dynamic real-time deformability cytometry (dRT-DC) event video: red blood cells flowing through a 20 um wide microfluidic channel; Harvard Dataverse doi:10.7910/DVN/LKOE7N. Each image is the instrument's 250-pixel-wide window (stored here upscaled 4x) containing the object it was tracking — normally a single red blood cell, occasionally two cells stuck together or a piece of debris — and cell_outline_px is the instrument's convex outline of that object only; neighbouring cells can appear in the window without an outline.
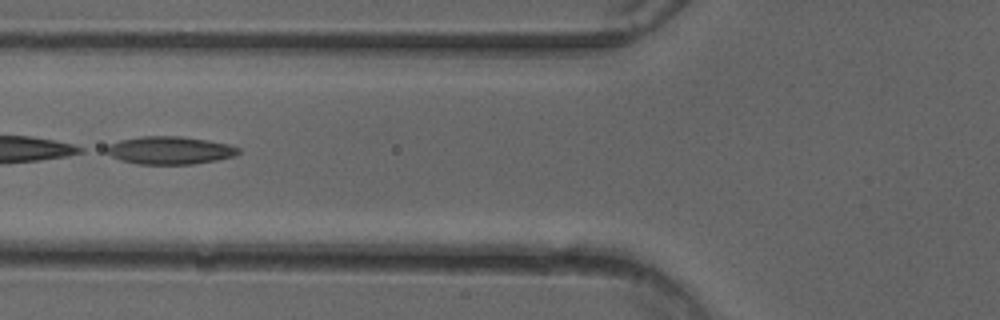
{"species": "common noctule bat (a hibernating species)", "species_latin": "Nyctalus noctula", "temperature_condition": "cold", "stored_images_in_passage": 49, "camera_frame_rate_fps": 3000, "um_per_image_px": 0.085, "animal": {"sex": "female"}, "frame": {"image": 1, "passage_image": 19, "time_ms": 6.0, "image_size_px": [1000, 320], "cell_outline_px": [[240, 152], [236, 156], [216, 160], [192, 164], [136, 164], [120, 160], [104, 152], [104, 148], [120, 140], [140, 136], [180, 136], [208, 140], [228, 144], [240, 148]], "centroid_in_image_um": [14.43, 12.78], "position_along_channel_um": 111.4, "area_um2": 21.5}}
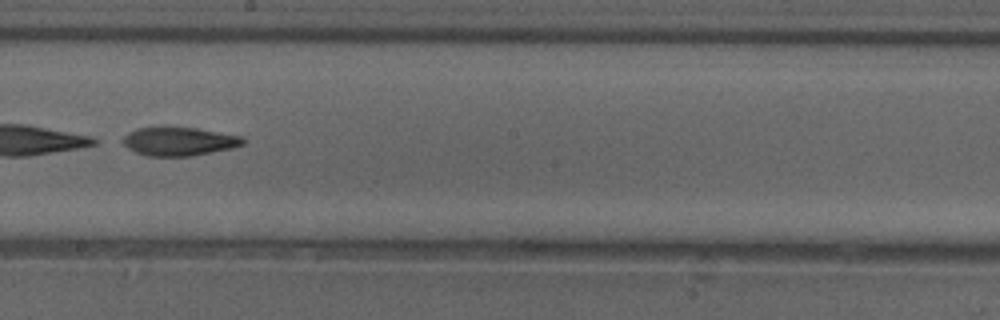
{"frame": {"image": 2, "passage_image": 28, "time_ms": 9.0, "image_size_px": [1000, 320], "cell_outline_px": [[244, 144], [232, 148], [192, 156], [148, 156], [136, 152], [128, 148], [116, 140], [128, 132], [136, 128], [196, 128], [244, 136]], "centroid_in_image_um": [15.17, 12.02], "position_along_channel_um": 233.0, "area_um2": 20.11}}
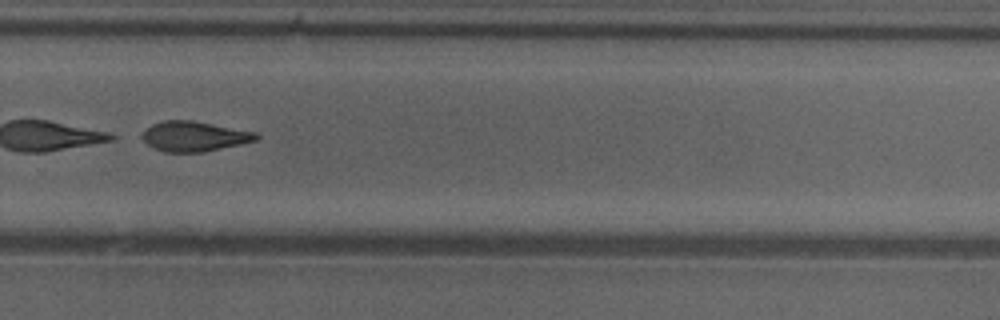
{"frame": {"image": 3, "passage_image": 34, "time_ms": 11.0, "image_size_px": [1000, 320], "cell_outline_px": [[260, 136], [256, 140], [240, 144], [204, 152], [164, 152], [152, 148], [140, 136], [152, 124], [164, 120], [192, 120], [260, 132]], "centroid_in_image_um": [16.54, 11.58], "position_along_channel_um": 313.3, "area_um2": 20.11}}